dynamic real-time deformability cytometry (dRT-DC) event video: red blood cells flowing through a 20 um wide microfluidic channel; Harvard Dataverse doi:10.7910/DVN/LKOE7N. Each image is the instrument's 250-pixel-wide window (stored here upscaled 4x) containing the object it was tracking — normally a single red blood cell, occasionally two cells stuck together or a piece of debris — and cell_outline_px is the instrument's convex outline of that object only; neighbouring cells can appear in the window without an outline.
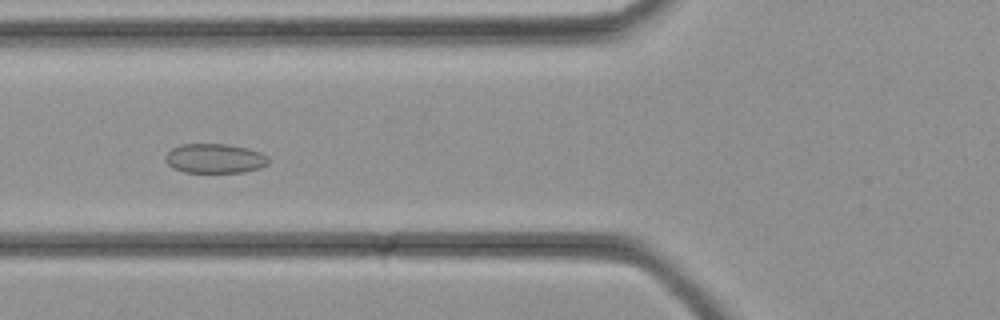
{"species": "common noctule bat (a hibernating species)", "species_latin": "Nyctalus noctula", "temperature_condition": "cold", "stored_images_in_passage": 36, "camera_frame_rate_fps": 3000, "um_per_image_px": 0.085, "animal": {"sex": "female", "body_mass_g": 21.9}, "frame": {"image": 1, "passage_image": 14, "time_ms": 4.333, "image_size_px": [1000, 320], "cell_outline_px": [[268, 164], [260, 168], [244, 172], [184, 172], [172, 168], [164, 160], [164, 156], [172, 148], [180, 144], [228, 144], [248, 148], [260, 152], [268, 156]], "centroid_in_image_um": [18.24, 13.46], "position_along_channel_um": 107.6, "area_um2": 17.86}}
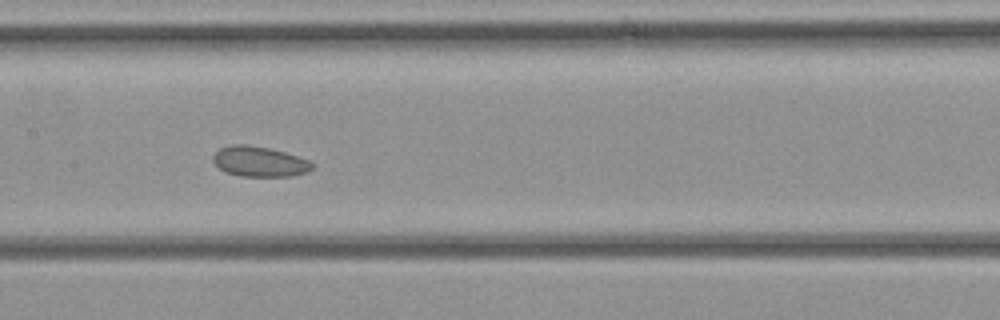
{"frame": {"image": 2, "passage_image": 18, "time_ms": 5.667, "image_size_px": [1000, 320], "cell_outline_px": [[316, 164], [308, 172], [292, 176], [240, 176], [224, 172], [212, 160], [212, 156], [220, 148], [232, 144], [248, 144], [272, 148], [308, 160]], "centroid_in_image_um": [22.05, 13.73], "position_along_channel_um": 185.3, "area_um2": 17.63}}
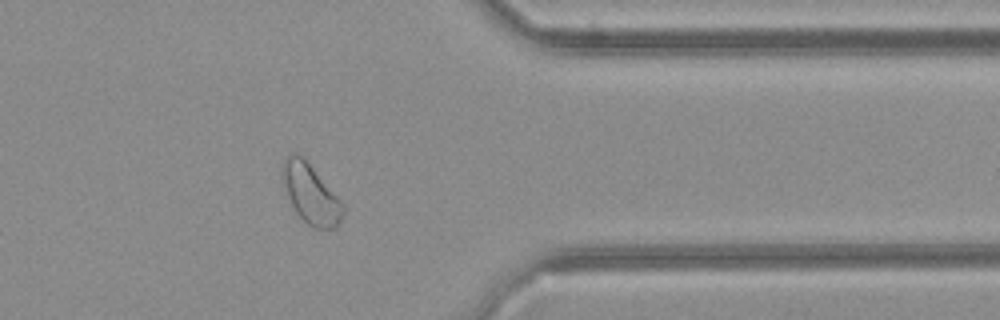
{"frame": {"image": 3, "passage_image": 29, "time_ms": 9.333, "image_size_px": [1000, 320], "cell_outline_px": [[344, 212], [336, 228], [312, 228], [296, 212], [288, 196], [280, 176], [280, 168], [284, 160], [288, 156], [296, 152], [312, 168], [344, 204]], "centroid_in_image_um": [26.39, 16.49], "position_along_channel_um": 385.0, "area_um2": 20.52}}